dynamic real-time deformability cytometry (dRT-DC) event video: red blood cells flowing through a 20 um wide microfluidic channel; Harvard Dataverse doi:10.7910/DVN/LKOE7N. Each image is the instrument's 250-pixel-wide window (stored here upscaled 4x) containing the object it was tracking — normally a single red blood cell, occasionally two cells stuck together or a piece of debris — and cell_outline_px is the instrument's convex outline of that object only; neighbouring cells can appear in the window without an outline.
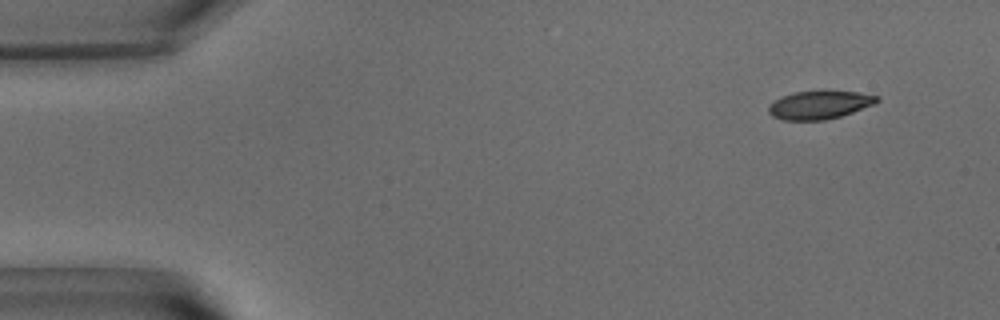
{"species": "common noctule bat (a hibernating species)", "species_latin": "Nyctalus noctula", "temperature_condition": "warm", "stored_images_in_passage": 53, "camera_frame_rate_fps": 3000, "um_per_image_px": 0.085, "animal": {"sex": "male", "body_mass_g": 15.6}, "frame": {"image": 1, "passage_image": 5, "time_ms": 1.333, "image_size_px": [1000, 320], "cell_outline_px": [[880, 100], [872, 104], [852, 112], [840, 116], [824, 120], [784, 120], [772, 116], [768, 112], [768, 104], [780, 96], [796, 92], [824, 88], [856, 92], [880, 96]], "centroid_in_image_um": [69.62, 8.87], "position_along_channel_um": 15.4, "area_um2": 18.38}}
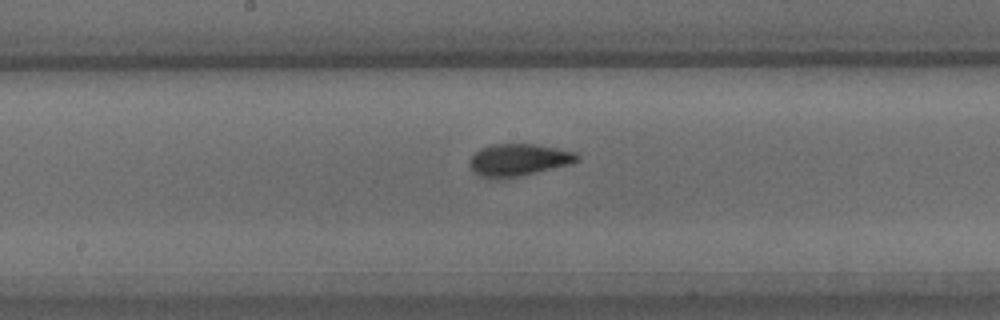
{"frame": {"image": 2, "passage_image": 28, "time_ms": 9.0, "image_size_px": [1000, 320], "cell_outline_px": [[580, 160], [572, 164], [520, 176], [492, 180], [488, 180], [480, 176], [468, 164], [468, 160], [480, 148], [492, 144], [532, 144], [556, 148], [576, 152], [580, 156]], "centroid_in_image_um": [44.07, 13.61], "position_along_channel_um": 204.1, "area_um2": 20.4}}
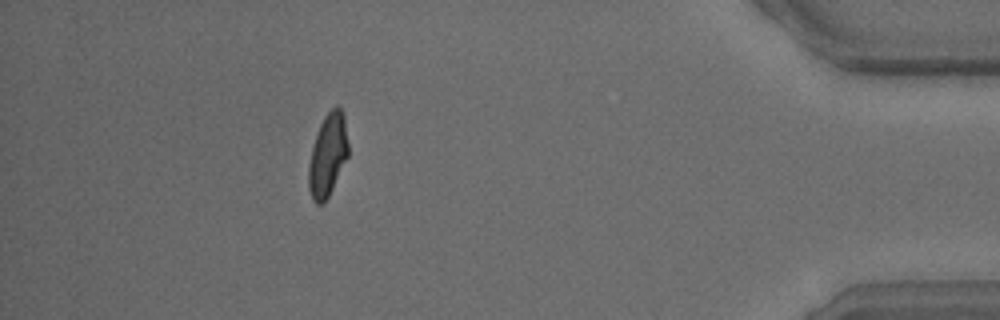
{"frame": {"image": 3, "passage_image": 48, "time_ms": 15.667, "image_size_px": [1000, 320], "cell_outline_px": [[348, 156], [324, 204], [316, 204], [312, 200], [308, 188], [308, 164], [312, 148], [320, 124], [324, 116], [336, 104], [340, 108], [344, 116], [348, 144]], "centroid_in_image_um": [27.84, 13.2], "position_along_channel_um": 407.4, "area_um2": 19.02}, "authors_computed_cell_mechanics": {"area_um2": 19.074, "velocity_mm_per_s": 3.8254, "shape_relaxation_time_tau1_ms": 3.7102, "shape_relaxation_time_tau2_ms": 1.1517, "deformation_change_tau1": 0.1801, "deformation_change_tau2": 0.0761}}